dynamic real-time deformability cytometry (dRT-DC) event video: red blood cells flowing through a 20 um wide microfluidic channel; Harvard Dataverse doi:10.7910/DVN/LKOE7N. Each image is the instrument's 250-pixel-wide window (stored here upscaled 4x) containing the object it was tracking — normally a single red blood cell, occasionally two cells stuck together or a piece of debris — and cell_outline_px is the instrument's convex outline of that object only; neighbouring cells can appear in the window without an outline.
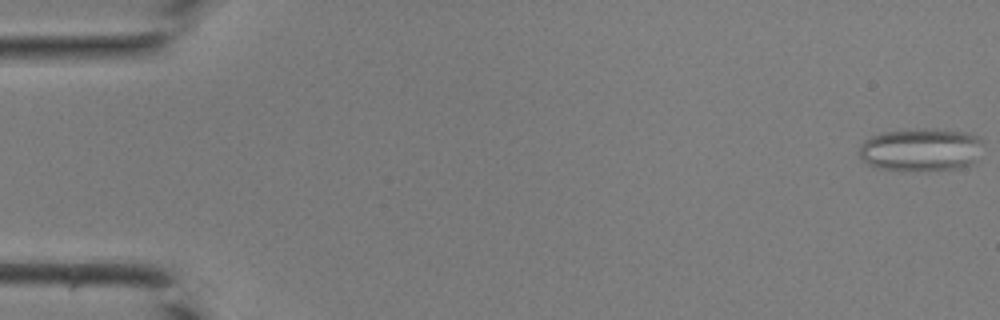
{"species": "common noctule bat (a hibernating species)", "species_latin": "Nyctalus noctula", "temperature_condition": "room temperature", "stored_images_in_passage": 8, "camera_frame_rate_fps": 3000, "um_per_image_px": 0.085, "animal": {"sex": "male", "body_mass_g": 19.0, "forearm_length_mm": 50.8}, "frame": {"image": 1, "passage_image": 1, "time_ms": 0.0, "image_size_px": [1000, 320], "cell_outline_px": [[984, 140], [976, 160], [972, 164], [960, 168], [880, 168], [868, 164], [860, 156], [860, 144], [864, 140], [872, 136], [884, 132], [920, 128], [936, 128], [968, 132], [980, 136]], "centroid_in_image_um": [78.34, 12.66], "position_along_channel_um": 6.7, "area_um2": 30.52}}